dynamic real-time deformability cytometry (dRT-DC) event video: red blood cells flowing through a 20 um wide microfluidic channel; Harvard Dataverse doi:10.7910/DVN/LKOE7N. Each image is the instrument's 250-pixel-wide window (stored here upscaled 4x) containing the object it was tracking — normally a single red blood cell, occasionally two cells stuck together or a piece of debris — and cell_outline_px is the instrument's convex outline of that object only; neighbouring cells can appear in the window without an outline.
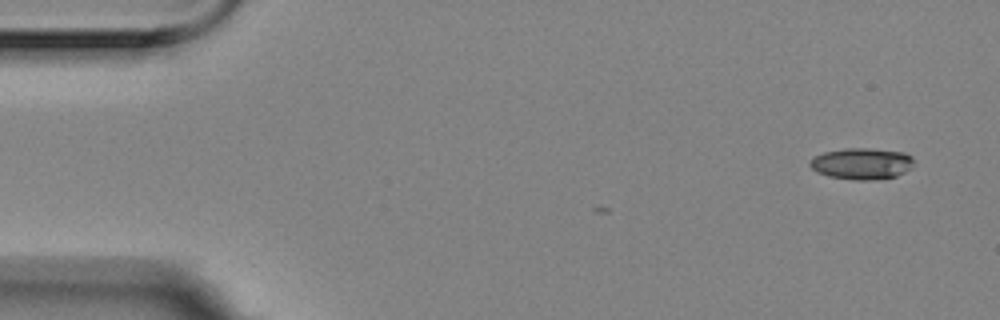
{"species": "Egyptian fruit bat (a non-hibernating species)", "species_latin": "Rousettus aegyptiacus", "temperature_condition": "room temperature", "stored_images_in_passage": 6, "segment_of_instrument_passage": [2, 2], "camera_frame_rate_fps": 3000, "um_per_image_px": 0.085, "animal": {"sex": "female"}, "frame": {"image": 1, "passage_image": 6, "time_ms": 1.667, "image_size_px": [1000, 320], "cell_outline_px": [[912, 168], [896, 176], [872, 180], [856, 180], [828, 176], [816, 172], [808, 164], [808, 160], [824, 152], [844, 148], [868, 148], [904, 152], [912, 156]], "centroid_in_image_um": [73.23, 13.9], "position_along_channel_um": 11.8, "area_um2": 19.07}}